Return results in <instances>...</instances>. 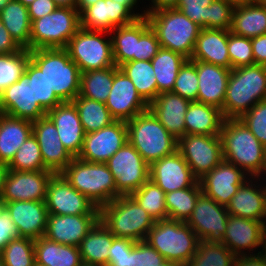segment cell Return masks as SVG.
Listing matches in <instances>:
<instances>
[{
	"label": "cell",
	"instance_id": "cell-1",
	"mask_svg": "<svg viewBox=\"0 0 266 266\" xmlns=\"http://www.w3.org/2000/svg\"><path fill=\"white\" fill-rule=\"evenodd\" d=\"M222 156L250 177H266V148L240 119H224Z\"/></svg>",
	"mask_w": 266,
	"mask_h": 266
},
{
	"label": "cell",
	"instance_id": "cell-2",
	"mask_svg": "<svg viewBox=\"0 0 266 266\" xmlns=\"http://www.w3.org/2000/svg\"><path fill=\"white\" fill-rule=\"evenodd\" d=\"M266 99V66L251 65L231 70L221 111L224 119H239Z\"/></svg>",
	"mask_w": 266,
	"mask_h": 266
},
{
	"label": "cell",
	"instance_id": "cell-3",
	"mask_svg": "<svg viewBox=\"0 0 266 266\" xmlns=\"http://www.w3.org/2000/svg\"><path fill=\"white\" fill-rule=\"evenodd\" d=\"M30 60L44 73L48 86L62 102L80 93L81 71L65 48L30 50Z\"/></svg>",
	"mask_w": 266,
	"mask_h": 266
},
{
	"label": "cell",
	"instance_id": "cell-4",
	"mask_svg": "<svg viewBox=\"0 0 266 266\" xmlns=\"http://www.w3.org/2000/svg\"><path fill=\"white\" fill-rule=\"evenodd\" d=\"M61 174L98 208L121 196L106 163L88 162L76 157Z\"/></svg>",
	"mask_w": 266,
	"mask_h": 266
},
{
	"label": "cell",
	"instance_id": "cell-5",
	"mask_svg": "<svg viewBox=\"0 0 266 266\" xmlns=\"http://www.w3.org/2000/svg\"><path fill=\"white\" fill-rule=\"evenodd\" d=\"M145 17L155 31L161 48L191 59L201 26L176 8L145 13Z\"/></svg>",
	"mask_w": 266,
	"mask_h": 266
},
{
	"label": "cell",
	"instance_id": "cell-6",
	"mask_svg": "<svg viewBox=\"0 0 266 266\" xmlns=\"http://www.w3.org/2000/svg\"><path fill=\"white\" fill-rule=\"evenodd\" d=\"M126 124L128 141L149 165L177 151L178 140L149 109L137 114Z\"/></svg>",
	"mask_w": 266,
	"mask_h": 266
},
{
	"label": "cell",
	"instance_id": "cell-7",
	"mask_svg": "<svg viewBox=\"0 0 266 266\" xmlns=\"http://www.w3.org/2000/svg\"><path fill=\"white\" fill-rule=\"evenodd\" d=\"M100 220L118 238L145 240L155 220L130 195H121L100 208Z\"/></svg>",
	"mask_w": 266,
	"mask_h": 266
},
{
	"label": "cell",
	"instance_id": "cell-8",
	"mask_svg": "<svg viewBox=\"0 0 266 266\" xmlns=\"http://www.w3.org/2000/svg\"><path fill=\"white\" fill-rule=\"evenodd\" d=\"M165 260L186 266L197 251L200 242L186 223L164 219L155 222L145 239Z\"/></svg>",
	"mask_w": 266,
	"mask_h": 266
},
{
	"label": "cell",
	"instance_id": "cell-9",
	"mask_svg": "<svg viewBox=\"0 0 266 266\" xmlns=\"http://www.w3.org/2000/svg\"><path fill=\"white\" fill-rule=\"evenodd\" d=\"M80 27L76 8L58 6L52 13L31 22L30 50L65 48Z\"/></svg>",
	"mask_w": 266,
	"mask_h": 266
},
{
	"label": "cell",
	"instance_id": "cell-10",
	"mask_svg": "<svg viewBox=\"0 0 266 266\" xmlns=\"http://www.w3.org/2000/svg\"><path fill=\"white\" fill-rule=\"evenodd\" d=\"M65 49L81 73L116 66L109 32L80 27Z\"/></svg>",
	"mask_w": 266,
	"mask_h": 266
},
{
	"label": "cell",
	"instance_id": "cell-11",
	"mask_svg": "<svg viewBox=\"0 0 266 266\" xmlns=\"http://www.w3.org/2000/svg\"><path fill=\"white\" fill-rule=\"evenodd\" d=\"M105 163L121 195H130L149 180L150 165L129 141Z\"/></svg>",
	"mask_w": 266,
	"mask_h": 266
},
{
	"label": "cell",
	"instance_id": "cell-12",
	"mask_svg": "<svg viewBox=\"0 0 266 266\" xmlns=\"http://www.w3.org/2000/svg\"><path fill=\"white\" fill-rule=\"evenodd\" d=\"M177 151L198 179L224 160L219 135L185 134L178 139Z\"/></svg>",
	"mask_w": 266,
	"mask_h": 266
},
{
	"label": "cell",
	"instance_id": "cell-13",
	"mask_svg": "<svg viewBox=\"0 0 266 266\" xmlns=\"http://www.w3.org/2000/svg\"><path fill=\"white\" fill-rule=\"evenodd\" d=\"M45 204L48 214L100 215V208L71 186L61 173L54 174L49 181Z\"/></svg>",
	"mask_w": 266,
	"mask_h": 266
},
{
	"label": "cell",
	"instance_id": "cell-14",
	"mask_svg": "<svg viewBox=\"0 0 266 266\" xmlns=\"http://www.w3.org/2000/svg\"><path fill=\"white\" fill-rule=\"evenodd\" d=\"M127 141L126 122L115 120L100 130L85 134L78 158L88 162L105 163Z\"/></svg>",
	"mask_w": 266,
	"mask_h": 266
},
{
	"label": "cell",
	"instance_id": "cell-15",
	"mask_svg": "<svg viewBox=\"0 0 266 266\" xmlns=\"http://www.w3.org/2000/svg\"><path fill=\"white\" fill-rule=\"evenodd\" d=\"M54 174L49 170H8L1 202L45 201L48 184Z\"/></svg>",
	"mask_w": 266,
	"mask_h": 266
},
{
	"label": "cell",
	"instance_id": "cell-16",
	"mask_svg": "<svg viewBox=\"0 0 266 266\" xmlns=\"http://www.w3.org/2000/svg\"><path fill=\"white\" fill-rule=\"evenodd\" d=\"M250 178L242 169L223 160L198 181L202 193L219 205L227 207L239 187Z\"/></svg>",
	"mask_w": 266,
	"mask_h": 266
},
{
	"label": "cell",
	"instance_id": "cell-17",
	"mask_svg": "<svg viewBox=\"0 0 266 266\" xmlns=\"http://www.w3.org/2000/svg\"><path fill=\"white\" fill-rule=\"evenodd\" d=\"M229 216L225 206L201 193L186 223L200 241H219L225 234Z\"/></svg>",
	"mask_w": 266,
	"mask_h": 266
},
{
	"label": "cell",
	"instance_id": "cell-18",
	"mask_svg": "<svg viewBox=\"0 0 266 266\" xmlns=\"http://www.w3.org/2000/svg\"><path fill=\"white\" fill-rule=\"evenodd\" d=\"M265 231L266 224L263 222L230 215L225 234L219 242L235 256L261 253Z\"/></svg>",
	"mask_w": 266,
	"mask_h": 266
},
{
	"label": "cell",
	"instance_id": "cell-19",
	"mask_svg": "<svg viewBox=\"0 0 266 266\" xmlns=\"http://www.w3.org/2000/svg\"><path fill=\"white\" fill-rule=\"evenodd\" d=\"M115 120L127 122L148 110V104L138 94L129 77L117 66L110 94L105 103Z\"/></svg>",
	"mask_w": 266,
	"mask_h": 266
},
{
	"label": "cell",
	"instance_id": "cell-20",
	"mask_svg": "<svg viewBox=\"0 0 266 266\" xmlns=\"http://www.w3.org/2000/svg\"><path fill=\"white\" fill-rule=\"evenodd\" d=\"M149 179L165 193L192 187L199 180L178 151L153 162Z\"/></svg>",
	"mask_w": 266,
	"mask_h": 266
},
{
	"label": "cell",
	"instance_id": "cell-21",
	"mask_svg": "<svg viewBox=\"0 0 266 266\" xmlns=\"http://www.w3.org/2000/svg\"><path fill=\"white\" fill-rule=\"evenodd\" d=\"M138 17L125 5L113 0H98L80 14V26L88 30L111 32L135 22Z\"/></svg>",
	"mask_w": 266,
	"mask_h": 266
},
{
	"label": "cell",
	"instance_id": "cell-22",
	"mask_svg": "<svg viewBox=\"0 0 266 266\" xmlns=\"http://www.w3.org/2000/svg\"><path fill=\"white\" fill-rule=\"evenodd\" d=\"M0 108L3 114L32 122L46 116L41 106L33 101L32 80L25 74L0 94Z\"/></svg>",
	"mask_w": 266,
	"mask_h": 266
},
{
	"label": "cell",
	"instance_id": "cell-23",
	"mask_svg": "<svg viewBox=\"0 0 266 266\" xmlns=\"http://www.w3.org/2000/svg\"><path fill=\"white\" fill-rule=\"evenodd\" d=\"M229 215L266 224V184L264 177H250L227 205Z\"/></svg>",
	"mask_w": 266,
	"mask_h": 266
},
{
	"label": "cell",
	"instance_id": "cell-24",
	"mask_svg": "<svg viewBox=\"0 0 266 266\" xmlns=\"http://www.w3.org/2000/svg\"><path fill=\"white\" fill-rule=\"evenodd\" d=\"M33 134L37 139L44 166L55 174L61 173L73 157L63 146L55 124L46 115L32 122Z\"/></svg>",
	"mask_w": 266,
	"mask_h": 266
},
{
	"label": "cell",
	"instance_id": "cell-25",
	"mask_svg": "<svg viewBox=\"0 0 266 266\" xmlns=\"http://www.w3.org/2000/svg\"><path fill=\"white\" fill-rule=\"evenodd\" d=\"M1 203L16 225L19 237L37 239L45 235L48 218L45 201Z\"/></svg>",
	"mask_w": 266,
	"mask_h": 266
},
{
	"label": "cell",
	"instance_id": "cell-26",
	"mask_svg": "<svg viewBox=\"0 0 266 266\" xmlns=\"http://www.w3.org/2000/svg\"><path fill=\"white\" fill-rule=\"evenodd\" d=\"M100 220V215L48 214L44 237L65 245L79 247L83 238Z\"/></svg>",
	"mask_w": 266,
	"mask_h": 266
},
{
	"label": "cell",
	"instance_id": "cell-27",
	"mask_svg": "<svg viewBox=\"0 0 266 266\" xmlns=\"http://www.w3.org/2000/svg\"><path fill=\"white\" fill-rule=\"evenodd\" d=\"M46 115L55 124L58 136L69 154L76 158L83 146L85 131L74 103L62 102Z\"/></svg>",
	"mask_w": 266,
	"mask_h": 266
},
{
	"label": "cell",
	"instance_id": "cell-28",
	"mask_svg": "<svg viewBox=\"0 0 266 266\" xmlns=\"http://www.w3.org/2000/svg\"><path fill=\"white\" fill-rule=\"evenodd\" d=\"M192 61L196 65L198 75L197 102L222 111L231 70L203 61Z\"/></svg>",
	"mask_w": 266,
	"mask_h": 266
},
{
	"label": "cell",
	"instance_id": "cell-29",
	"mask_svg": "<svg viewBox=\"0 0 266 266\" xmlns=\"http://www.w3.org/2000/svg\"><path fill=\"white\" fill-rule=\"evenodd\" d=\"M191 101L171 92H163L148 109L177 140L186 134L185 114Z\"/></svg>",
	"mask_w": 266,
	"mask_h": 266
},
{
	"label": "cell",
	"instance_id": "cell-30",
	"mask_svg": "<svg viewBox=\"0 0 266 266\" xmlns=\"http://www.w3.org/2000/svg\"><path fill=\"white\" fill-rule=\"evenodd\" d=\"M228 30L202 28L190 60L203 61L231 70Z\"/></svg>",
	"mask_w": 266,
	"mask_h": 266
},
{
	"label": "cell",
	"instance_id": "cell-31",
	"mask_svg": "<svg viewBox=\"0 0 266 266\" xmlns=\"http://www.w3.org/2000/svg\"><path fill=\"white\" fill-rule=\"evenodd\" d=\"M33 133L32 121L0 114V163L8 165Z\"/></svg>",
	"mask_w": 266,
	"mask_h": 266
},
{
	"label": "cell",
	"instance_id": "cell-32",
	"mask_svg": "<svg viewBox=\"0 0 266 266\" xmlns=\"http://www.w3.org/2000/svg\"><path fill=\"white\" fill-rule=\"evenodd\" d=\"M35 263L41 266H81L79 247L60 244L42 236L34 239Z\"/></svg>",
	"mask_w": 266,
	"mask_h": 266
},
{
	"label": "cell",
	"instance_id": "cell-33",
	"mask_svg": "<svg viewBox=\"0 0 266 266\" xmlns=\"http://www.w3.org/2000/svg\"><path fill=\"white\" fill-rule=\"evenodd\" d=\"M223 120L220 109L192 101L185 114L186 134L219 135Z\"/></svg>",
	"mask_w": 266,
	"mask_h": 266
},
{
	"label": "cell",
	"instance_id": "cell-34",
	"mask_svg": "<svg viewBox=\"0 0 266 266\" xmlns=\"http://www.w3.org/2000/svg\"><path fill=\"white\" fill-rule=\"evenodd\" d=\"M115 236L99 220L79 245L81 260L84 263L107 266L109 248Z\"/></svg>",
	"mask_w": 266,
	"mask_h": 266
},
{
	"label": "cell",
	"instance_id": "cell-35",
	"mask_svg": "<svg viewBox=\"0 0 266 266\" xmlns=\"http://www.w3.org/2000/svg\"><path fill=\"white\" fill-rule=\"evenodd\" d=\"M230 32L250 39L266 34V8L257 3L236 5Z\"/></svg>",
	"mask_w": 266,
	"mask_h": 266
},
{
	"label": "cell",
	"instance_id": "cell-36",
	"mask_svg": "<svg viewBox=\"0 0 266 266\" xmlns=\"http://www.w3.org/2000/svg\"><path fill=\"white\" fill-rule=\"evenodd\" d=\"M0 20L17 44L30 51L31 21L28 7L18 0H11L0 11Z\"/></svg>",
	"mask_w": 266,
	"mask_h": 266
},
{
	"label": "cell",
	"instance_id": "cell-37",
	"mask_svg": "<svg viewBox=\"0 0 266 266\" xmlns=\"http://www.w3.org/2000/svg\"><path fill=\"white\" fill-rule=\"evenodd\" d=\"M187 60L183 55L160 48L151 59L157 81V96L163 92H171L181 66Z\"/></svg>",
	"mask_w": 266,
	"mask_h": 266
},
{
	"label": "cell",
	"instance_id": "cell-38",
	"mask_svg": "<svg viewBox=\"0 0 266 266\" xmlns=\"http://www.w3.org/2000/svg\"><path fill=\"white\" fill-rule=\"evenodd\" d=\"M114 63L117 67L137 56V41L140 39V18L135 22L116 27L110 32Z\"/></svg>",
	"mask_w": 266,
	"mask_h": 266
},
{
	"label": "cell",
	"instance_id": "cell-39",
	"mask_svg": "<svg viewBox=\"0 0 266 266\" xmlns=\"http://www.w3.org/2000/svg\"><path fill=\"white\" fill-rule=\"evenodd\" d=\"M133 82L138 94L149 105L157 96V81L151 61H129L119 67Z\"/></svg>",
	"mask_w": 266,
	"mask_h": 266
},
{
	"label": "cell",
	"instance_id": "cell-40",
	"mask_svg": "<svg viewBox=\"0 0 266 266\" xmlns=\"http://www.w3.org/2000/svg\"><path fill=\"white\" fill-rule=\"evenodd\" d=\"M72 102L77 108L85 133L100 130L115 121L105 103L80 95H77Z\"/></svg>",
	"mask_w": 266,
	"mask_h": 266
},
{
	"label": "cell",
	"instance_id": "cell-41",
	"mask_svg": "<svg viewBox=\"0 0 266 266\" xmlns=\"http://www.w3.org/2000/svg\"><path fill=\"white\" fill-rule=\"evenodd\" d=\"M115 75V66L81 73L80 93L95 101L106 103Z\"/></svg>",
	"mask_w": 266,
	"mask_h": 266
},
{
	"label": "cell",
	"instance_id": "cell-42",
	"mask_svg": "<svg viewBox=\"0 0 266 266\" xmlns=\"http://www.w3.org/2000/svg\"><path fill=\"white\" fill-rule=\"evenodd\" d=\"M201 193L199 181L192 187L166 193L165 205L168 219L187 222Z\"/></svg>",
	"mask_w": 266,
	"mask_h": 266
},
{
	"label": "cell",
	"instance_id": "cell-43",
	"mask_svg": "<svg viewBox=\"0 0 266 266\" xmlns=\"http://www.w3.org/2000/svg\"><path fill=\"white\" fill-rule=\"evenodd\" d=\"M236 256L219 241H200L186 266H234Z\"/></svg>",
	"mask_w": 266,
	"mask_h": 266
},
{
	"label": "cell",
	"instance_id": "cell-44",
	"mask_svg": "<svg viewBox=\"0 0 266 266\" xmlns=\"http://www.w3.org/2000/svg\"><path fill=\"white\" fill-rule=\"evenodd\" d=\"M165 192L150 179L130 196L145 210L155 221L168 219L165 205Z\"/></svg>",
	"mask_w": 266,
	"mask_h": 266
},
{
	"label": "cell",
	"instance_id": "cell-45",
	"mask_svg": "<svg viewBox=\"0 0 266 266\" xmlns=\"http://www.w3.org/2000/svg\"><path fill=\"white\" fill-rule=\"evenodd\" d=\"M8 170L42 171L48 170L43 163L40 147L32 133L17 150L14 158L7 165Z\"/></svg>",
	"mask_w": 266,
	"mask_h": 266
},
{
	"label": "cell",
	"instance_id": "cell-46",
	"mask_svg": "<svg viewBox=\"0 0 266 266\" xmlns=\"http://www.w3.org/2000/svg\"><path fill=\"white\" fill-rule=\"evenodd\" d=\"M24 74L32 80L33 101H36L47 113L62 103L51 91L44 73L29 59Z\"/></svg>",
	"mask_w": 266,
	"mask_h": 266
},
{
	"label": "cell",
	"instance_id": "cell-47",
	"mask_svg": "<svg viewBox=\"0 0 266 266\" xmlns=\"http://www.w3.org/2000/svg\"><path fill=\"white\" fill-rule=\"evenodd\" d=\"M30 51L21 48L15 53L0 55V94L24 74Z\"/></svg>",
	"mask_w": 266,
	"mask_h": 266
},
{
	"label": "cell",
	"instance_id": "cell-48",
	"mask_svg": "<svg viewBox=\"0 0 266 266\" xmlns=\"http://www.w3.org/2000/svg\"><path fill=\"white\" fill-rule=\"evenodd\" d=\"M4 266H34V239L18 237L11 240L1 251Z\"/></svg>",
	"mask_w": 266,
	"mask_h": 266
},
{
	"label": "cell",
	"instance_id": "cell-49",
	"mask_svg": "<svg viewBox=\"0 0 266 266\" xmlns=\"http://www.w3.org/2000/svg\"><path fill=\"white\" fill-rule=\"evenodd\" d=\"M172 92L191 102L197 101L198 75L192 60L187 59L179 69Z\"/></svg>",
	"mask_w": 266,
	"mask_h": 266
},
{
	"label": "cell",
	"instance_id": "cell-50",
	"mask_svg": "<svg viewBox=\"0 0 266 266\" xmlns=\"http://www.w3.org/2000/svg\"><path fill=\"white\" fill-rule=\"evenodd\" d=\"M227 46L231 62V70L254 65V55L250 38L234 35L228 31Z\"/></svg>",
	"mask_w": 266,
	"mask_h": 266
},
{
	"label": "cell",
	"instance_id": "cell-51",
	"mask_svg": "<svg viewBox=\"0 0 266 266\" xmlns=\"http://www.w3.org/2000/svg\"><path fill=\"white\" fill-rule=\"evenodd\" d=\"M155 31L150 27L148 19L140 18V39L137 41V56L134 61H151L160 49Z\"/></svg>",
	"mask_w": 266,
	"mask_h": 266
},
{
	"label": "cell",
	"instance_id": "cell-52",
	"mask_svg": "<svg viewBox=\"0 0 266 266\" xmlns=\"http://www.w3.org/2000/svg\"><path fill=\"white\" fill-rule=\"evenodd\" d=\"M239 119L266 148V99L259 101Z\"/></svg>",
	"mask_w": 266,
	"mask_h": 266
},
{
	"label": "cell",
	"instance_id": "cell-53",
	"mask_svg": "<svg viewBox=\"0 0 266 266\" xmlns=\"http://www.w3.org/2000/svg\"><path fill=\"white\" fill-rule=\"evenodd\" d=\"M234 5L226 0H214L207 6L208 29L230 31Z\"/></svg>",
	"mask_w": 266,
	"mask_h": 266
},
{
	"label": "cell",
	"instance_id": "cell-54",
	"mask_svg": "<svg viewBox=\"0 0 266 266\" xmlns=\"http://www.w3.org/2000/svg\"><path fill=\"white\" fill-rule=\"evenodd\" d=\"M165 258L147 241H137L130 250L129 266H159Z\"/></svg>",
	"mask_w": 266,
	"mask_h": 266
},
{
	"label": "cell",
	"instance_id": "cell-55",
	"mask_svg": "<svg viewBox=\"0 0 266 266\" xmlns=\"http://www.w3.org/2000/svg\"><path fill=\"white\" fill-rule=\"evenodd\" d=\"M214 0H180L176 9L202 28L208 29L207 6Z\"/></svg>",
	"mask_w": 266,
	"mask_h": 266
},
{
	"label": "cell",
	"instance_id": "cell-56",
	"mask_svg": "<svg viewBox=\"0 0 266 266\" xmlns=\"http://www.w3.org/2000/svg\"><path fill=\"white\" fill-rule=\"evenodd\" d=\"M135 241L127 238L115 237L109 248V260L107 266H129L130 250Z\"/></svg>",
	"mask_w": 266,
	"mask_h": 266
},
{
	"label": "cell",
	"instance_id": "cell-57",
	"mask_svg": "<svg viewBox=\"0 0 266 266\" xmlns=\"http://www.w3.org/2000/svg\"><path fill=\"white\" fill-rule=\"evenodd\" d=\"M18 230L9 214L0 203V252L13 239L18 238Z\"/></svg>",
	"mask_w": 266,
	"mask_h": 266
},
{
	"label": "cell",
	"instance_id": "cell-58",
	"mask_svg": "<svg viewBox=\"0 0 266 266\" xmlns=\"http://www.w3.org/2000/svg\"><path fill=\"white\" fill-rule=\"evenodd\" d=\"M58 5L53 0H34L28 6L30 21L42 18L52 13Z\"/></svg>",
	"mask_w": 266,
	"mask_h": 266
},
{
	"label": "cell",
	"instance_id": "cell-59",
	"mask_svg": "<svg viewBox=\"0 0 266 266\" xmlns=\"http://www.w3.org/2000/svg\"><path fill=\"white\" fill-rule=\"evenodd\" d=\"M254 64L266 66V34L251 38Z\"/></svg>",
	"mask_w": 266,
	"mask_h": 266
},
{
	"label": "cell",
	"instance_id": "cell-60",
	"mask_svg": "<svg viewBox=\"0 0 266 266\" xmlns=\"http://www.w3.org/2000/svg\"><path fill=\"white\" fill-rule=\"evenodd\" d=\"M20 49L21 47L11 37L10 33L0 20V55L15 53Z\"/></svg>",
	"mask_w": 266,
	"mask_h": 266
},
{
	"label": "cell",
	"instance_id": "cell-61",
	"mask_svg": "<svg viewBox=\"0 0 266 266\" xmlns=\"http://www.w3.org/2000/svg\"><path fill=\"white\" fill-rule=\"evenodd\" d=\"M234 266H266V259L261 253L236 256Z\"/></svg>",
	"mask_w": 266,
	"mask_h": 266
},
{
	"label": "cell",
	"instance_id": "cell-62",
	"mask_svg": "<svg viewBox=\"0 0 266 266\" xmlns=\"http://www.w3.org/2000/svg\"><path fill=\"white\" fill-rule=\"evenodd\" d=\"M147 1L151 2H149L150 3L149 5L144 6V8L142 6V9L145 13H152L155 11L177 8L180 0H147Z\"/></svg>",
	"mask_w": 266,
	"mask_h": 266
},
{
	"label": "cell",
	"instance_id": "cell-63",
	"mask_svg": "<svg viewBox=\"0 0 266 266\" xmlns=\"http://www.w3.org/2000/svg\"><path fill=\"white\" fill-rule=\"evenodd\" d=\"M113 1H117L120 4L127 6L138 18L145 16V12L143 10L142 11L140 10L141 13L136 12L139 2L140 4L142 3L141 0H113Z\"/></svg>",
	"mask_w": 266,
	"mask_h": 266
},
{
	"label": "cell",
	"instance_id": "cell-64",
	"mask_svg": "<svg viewBox=\"0 0 266 266\" xmlns=\"http://www.w3.org/2000/svg\"><path fill=\"white\" fill-rule=\"evenodd\" d=\"M98 0H77L76 9L79 14H81L86 8L95 4Z\"/></svg>",
	"mask_w": 266,
	"mask_h": 266
},
{
	"label": "cell",
	"instance_id": "cell-65",
	"mask_svg": "<svg viewBox=\"0 0 266 266\" xmlns=\"http://www.w3.org/2000/svg\"><path fill=\"white\" fill-rule=\"evenodd\" d=\"M8 172V168L6 164L0 163V203H1V198L3 194V188H4V182H5V177Z\"/></svg>",
	"mask_w": 266,
	"mask_h": 266
},
{
	"label": "cell",
	"instance_id": "cell-66",
	"mask_svg": "<svg viewBox=\"0 0 266 266\" xmlns=\"http://www.w3.org/2000/svg\"><path fill=\"white\" fill-rule=\"evenodd\" d=\"M58 6L62 7H76L77 0H53Z\"/></svg>",
	"mask_w": 266,
	"mask_h": 266
},
{
	"label": "cell",
	"instance_id": "cell-67",
	"mask_svg": "<svg viewBox=\"0 0 266 266\" xmlns=\"http://www.w3.org/2000/svg\"><path fill=\"white\" fill-rule=\"evenodd\" d=\"M226 1L232 3L234 6L243 5V4H254L258 2V0H226Z\"/></svg>",
	"mask_w": 266,
	"mask_h": 266
},
{
	"label": "cell",
	"instance_id": "cell-68",
	"mask_svg": "<svg viewBox=\"0 0 266 266\" xmlns=\"http://www.w3.org/2000/svg\"><path fill=\"white\" fill-rule=\"evenodd\" d=\"M261 254H262V255L265 257V259H266V231L264 232V236H263Z\"/></svg>",
	"mask_w": 266,
	"mask_h": 266
},
{
	"label": "cell",
	"instance_id": "cell-69",
	"mask_svg": "<svg viewBox=\"0 0 266 266\" xmlns=\"http://www.w3.org/2000/svg\"><path fill=\"white\" fill-rule=\"evenodd\" d=\"M159 266H180V265L175 263V262H171L169 260H165Z\"/></svg>",
	"mask_w": 266,
	"mask_h": 266
},
{
	"label": "cell",
	"instance_id": "cell-70",
	"mask_svg": "<svg viewBox=\"0 0 266 266\" xmlns=\"http://www.w3.org/2000/svg\"><path fill=\"white\" fill-rule=\"evenodd\" d=\"M11 0H0V11L10 2Z\"/></svg>",
	"mask_w": 266,
	"mask_h": 266
},
{
	"label": "cell",
	"instance_id": "cell-71",
	"mask_svg": "<svg viewBox=\"0 0 266 266\" xmlns=\"http://www.w3.org/2000/svg\"><path fill=\"white\" fill-rule=\"evenodd\" d=\"M21 2L24 6L28 7L34 0H18Z\"/></svg>",
	"mask_w": 266,
	"mask_h": 266
},
{
	"label": "cell",
	"instance_id": "cell-72",
	"mask_svg": "<svg viewBox=\"0 0 266 266\" xmlns=\"http://www.w3.org/2000/svg\"><path fill=\"white\" fill-rule=\"evenodd\" d=\"M257 4L266 8V0H258Z\"/></svg>",
	"mask_w": 266,
	"mask_h": 266
},
{
	"label": "cell",
	"instance_id": "cell-73",
	"mask_svg": "<svg viewBox=\"0 0 266 266\" xmlns=\"http://www.w3.org/2000/svg\"><path fill=\"white\" fill-rule=\"evenodd\" d=\"M81 266H101V265H95V264H89V263H81Z\"/></svg>",
	"mask_w": 266,
	"mask_h": 266
},
{
	"label": "cell",
	"instance_id": "cell-74",
	"mask_svg": "<svg viewBox=\"0 0 266 266\" xmlns=\"http://www.w3.org/2000/svg\"><path fill=\"white\" fill-rule=\"evenodd\" d=\"M0 266H4L2 253L0 252Z\"/></svg>",
	"mask_w": 266,
	"mask_h": 266
}]
</instances>
